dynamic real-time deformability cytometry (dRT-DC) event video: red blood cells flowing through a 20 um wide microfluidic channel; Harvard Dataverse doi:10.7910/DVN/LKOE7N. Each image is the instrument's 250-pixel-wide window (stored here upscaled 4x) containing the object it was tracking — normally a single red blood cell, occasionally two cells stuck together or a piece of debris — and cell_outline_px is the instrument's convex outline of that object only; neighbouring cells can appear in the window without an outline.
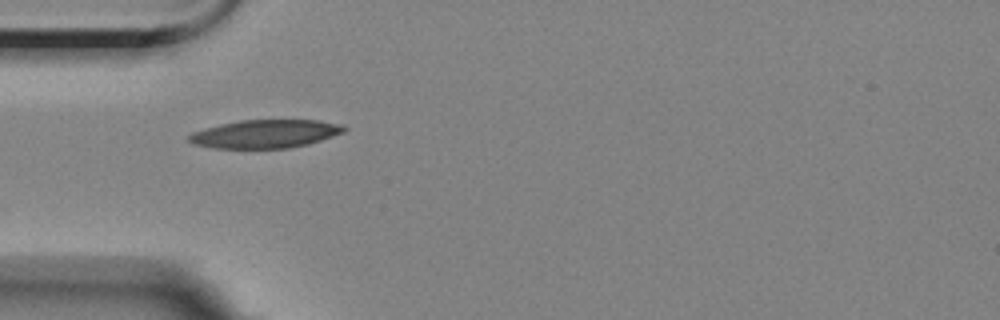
{"species": "Egyptian fruit bat (a non-hibernating species)", "species_latin": "Rousettus aegyptiacus", "temperature_condition": "room temperature", "stored_images_in_passage": 2, "camera_frame_rate_fps": 3000, "um_per_image_px": 0.085, "animal": {"sex": "female"}, "frame": {"image": 1, "passage_image": 1, "time_ms": 0.0, "image_size_px": [1000, 320], "cell_outline_px": [[348, 128], [344, 132], [308, 144], [288, 148], [212, 148], [192, 144], [188, 140], [188, 136], [192, 132], [204, 128], [220, 124], [240, 120], [320, 120], [344, 124]], "centroid_in_image_um": [22.55, 11.37], "position_along_channel_um": 62.5, "area_um2": 25.72}}
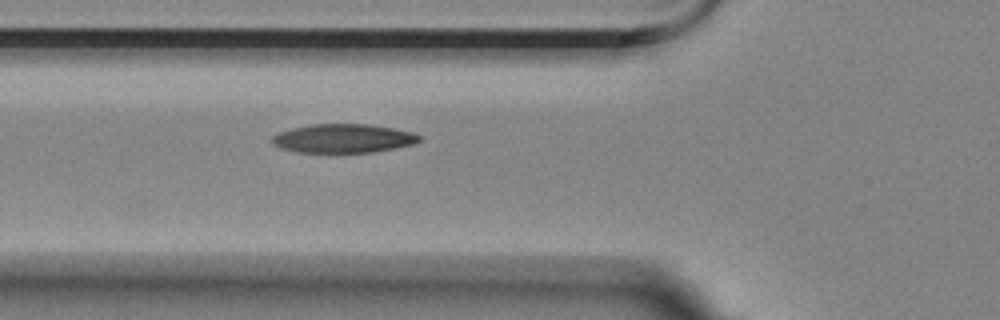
{"frame": {"image": 2, "passage_image": 2, "time_ms": 1.0, "image_size_px": [1000, 320], "cell_outline_px": [[420, 140], [412, 144], [396, 148], [372, 152], [296, 152], [280, 148], [272, 144], [272, 136], [276, 132], [292, 128], [312, 124], [368, 124], [392, 128], [412, 132], [420, 136]], "centroid_in_image_um": [29.13, 11.76], "position_along_channel_um": 96.7, "area_um2": 24.68}}